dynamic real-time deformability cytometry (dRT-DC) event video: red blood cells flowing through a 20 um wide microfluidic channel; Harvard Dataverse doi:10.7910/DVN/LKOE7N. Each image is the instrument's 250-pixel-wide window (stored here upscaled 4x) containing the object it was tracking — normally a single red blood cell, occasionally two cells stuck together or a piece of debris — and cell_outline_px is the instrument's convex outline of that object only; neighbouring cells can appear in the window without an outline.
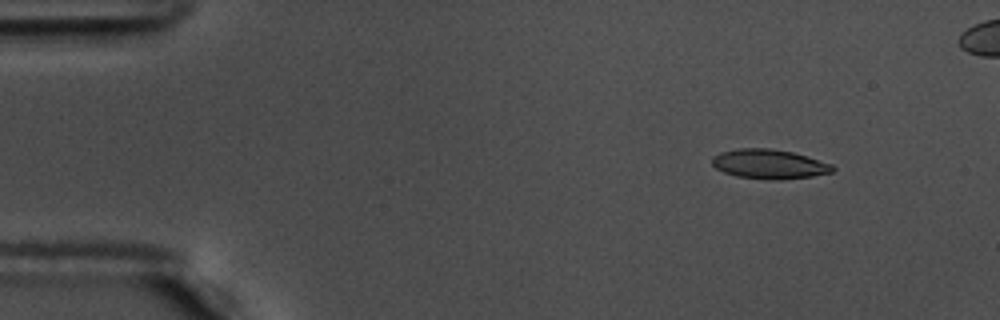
{"species": "common noctule bat (a hibernating species)", "species_latin": "Nyctalus noctula", "temperature_condition": "warm", "stored_images_in_passage": 48, "camera_frame_rate_fps": 3000, "um_per_image_px": 0.085, "animal": {"sex": "male", "body_mass_g": 17.5, "forearm_length_mm": 52.3}, "frame": {"image": 1, "passage_image": 1, "time_ms": 0.0, "image_size_px": [1000, 320], "cell_outline_px": [[836, 168], [832, 172], [812, 176], [780, 180], [768, 180], [736, 176], [724, 172], [716, 168], [712, 164], [712, 156], [720, 152], [740, 148], [772, 148], [792, 152], [832, 164]], "centroid_in_image_um": [65.37, 13.95], "position_along_channel_um": 19.6, "area_um2": 20.75}}
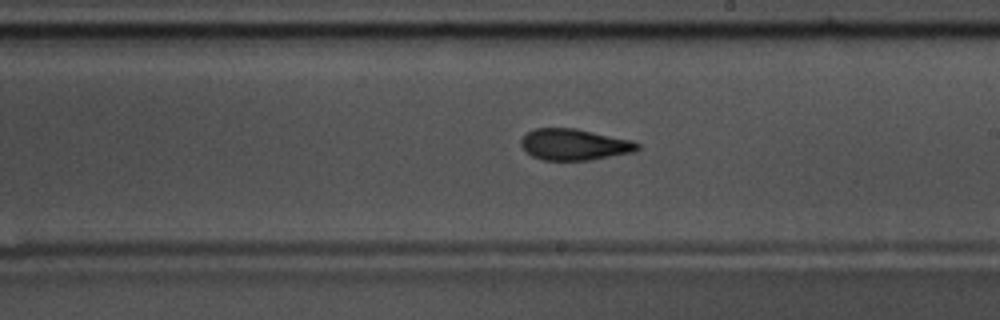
{"frame": {"image": 2, "passage_image": 27, "time_ms": 8.667, "image_size_px": [1000, 320], "cell_outline_px": [[640, 148], [636, 152], [588, 160], [544, 160], [532, 156], [524, 152], [520, 144], [520, 140], [528, 132], [536, 128], [576, 128], [632, 140], [640, 144]], "centroid_in_image_um": [48.82, 12.29], "position_along_channel_um": 240.2, "area_um2": 21.39}}
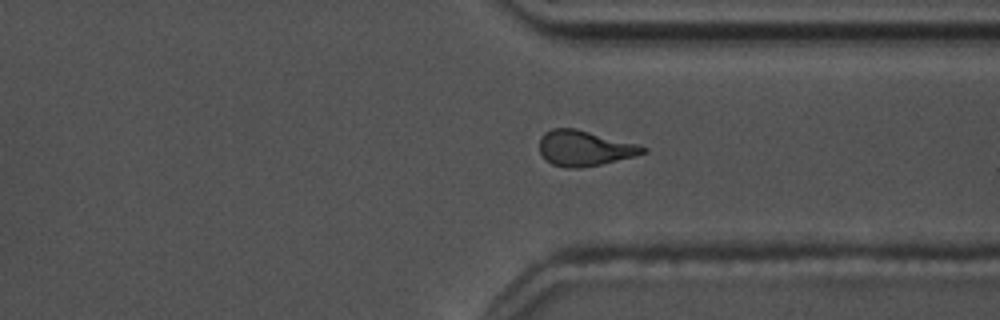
{"frame": {"image": 3, "passage_image": 37, "time_ms": 12.0, "image_size_px": [1000, 320], "cell_outline_px": [[648, 152], [636, 156], [600, 164], [580, 168], [564, 168], [552, 164], [544, 160], [540, 152], [540, 136], [544, 132], [552, 128], [576, 128], [636, 144], [648, 148]], "centroid_in_image_um": [49.65, 12.6], "position_along_channel_um": 361.7, "area_um2": 21.44}}